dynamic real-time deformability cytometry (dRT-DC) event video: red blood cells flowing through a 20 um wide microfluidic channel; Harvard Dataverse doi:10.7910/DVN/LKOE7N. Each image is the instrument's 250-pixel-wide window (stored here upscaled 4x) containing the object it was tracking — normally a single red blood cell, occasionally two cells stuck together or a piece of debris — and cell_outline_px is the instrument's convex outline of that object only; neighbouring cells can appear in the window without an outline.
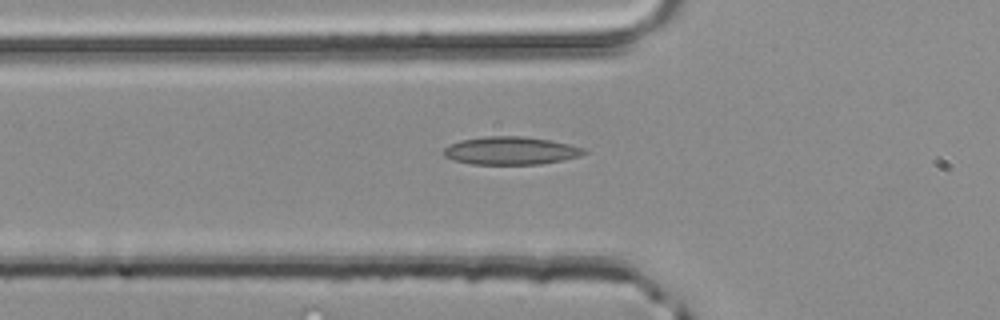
{"species": "common noctule bat (a hibernating species)", "species_latin": "Nyctalus noctula", "temperature_condition": "room temperature", "stored_images_in_passage": 3, "camera_frame_rate_fps": 3000, "um_per_image_px": 0.085, "animal": {"sex": "male", "body_mass_g": 20.4}, "frame": {"image": 1, "passage_image": 3, "time_ms": 0.667, "image_size_px": [1000, 320], "cell_outline_px": [[588, 152], [580, 156], [564, 160], [540, 164], [472, 164], [452, 160], [444, 156], [444, 148], [448, 144], [460, 140], [484, 136], [520, 136], [548, 140], [568, 144], [584, 148]], "centroid_in_image_um": [43.39, 12.81], "position_along_channel_um": 82.4, "area_um2": 22.89}}